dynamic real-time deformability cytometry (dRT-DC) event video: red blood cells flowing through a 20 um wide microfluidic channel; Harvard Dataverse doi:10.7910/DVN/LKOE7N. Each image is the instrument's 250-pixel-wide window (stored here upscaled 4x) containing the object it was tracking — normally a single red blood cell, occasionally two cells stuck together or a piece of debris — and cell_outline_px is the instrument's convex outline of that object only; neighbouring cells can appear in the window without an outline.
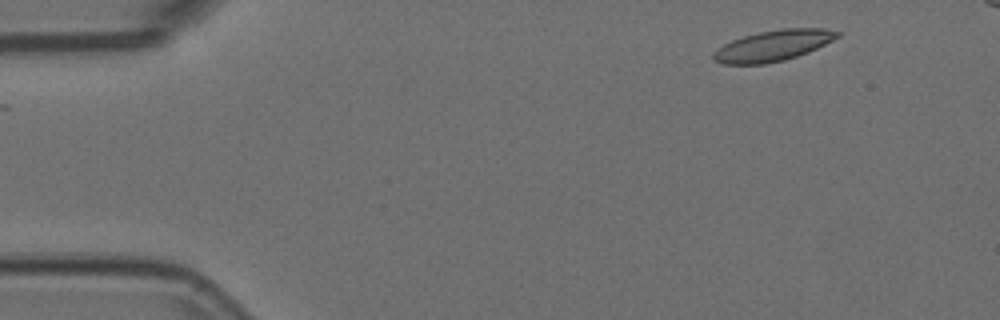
{"species": "Egyptian fruit bat (a non-hibernating species)", "species_latin": "Rousettus aegyptiacus", "temperature_condition": "room temperature", "stored_images_in_passage": 48, "camera_frame_rate_fps": 3000, "um_per_image_px": 0.085, "animal": {"sex": "female"}, "frame": {"image": 1, "passage_image": 1, "time_ms": 0.0, "image_size_px": [1000, 320], "cell_outline_px": [[844, 32], [840, 36], [808, 52], [784, 60], [764, 64], [724, 64], [716, 60], [712, 56], [712, 52], [716, 48], [732, 40], [744, 36], [760, 32], [780, 28], [824, 28]], "centroid_in_image_um": [65.73, 3.87], "position_along_channel_um": 19.3, "area_um2": 22.25}}
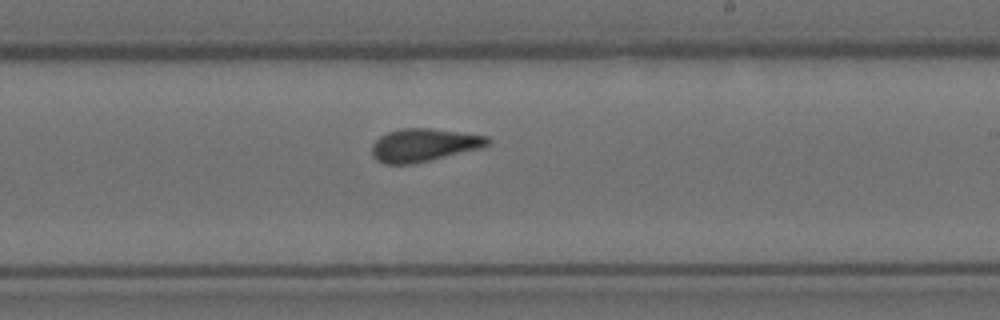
{"frame": {"image": 2, "passage_image": 27, "time_ms": 8.667, "image_size_px": [1000, 320], "cell_outline_px": [[488, 144], [480, 148], [432, 160], [412, 164], [384, 164], [376, 160], [372, 156], [372, 144], [380, 136], [388, 132], [400, 128], [428, 128], [488, 136]], "centroid_in_image_um": [35.97, 12.34], "position_along_channel_um": 253.0, "area_um2": 22.14}}
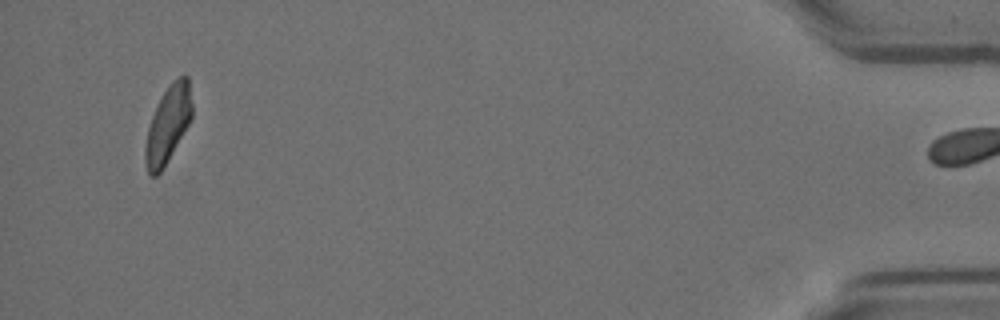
{"frame": {"image": 3, "passage_image": 47, "time_ms": 15.333, "image_size_px": [1000, 320], "cell_outline_px": [[192, 116], [188, 124], [168, 160], [160, 172], [156, 176], [148, 176], [144, 164], [144, 148], [148, 128], [152, 116], [164, 92], [172, 80], [180, 76], [188, 76], [192, 104]], "centroid_in_image_um": [14.25, 10.61], "position_along_channel_um": 420.9, "area_um2": 20.69}, "authors_computed_cell_mechanics": {"area_um2": 22.1374, "velocity_mm_per_s": 3.7349, "shape_relaxation_time_tau1_ms": null, "shape_relaxation_time_tau2_ms": 1.6736, "deformation_change_tau1": null, "deformation_change_tau2": 0.0889}}